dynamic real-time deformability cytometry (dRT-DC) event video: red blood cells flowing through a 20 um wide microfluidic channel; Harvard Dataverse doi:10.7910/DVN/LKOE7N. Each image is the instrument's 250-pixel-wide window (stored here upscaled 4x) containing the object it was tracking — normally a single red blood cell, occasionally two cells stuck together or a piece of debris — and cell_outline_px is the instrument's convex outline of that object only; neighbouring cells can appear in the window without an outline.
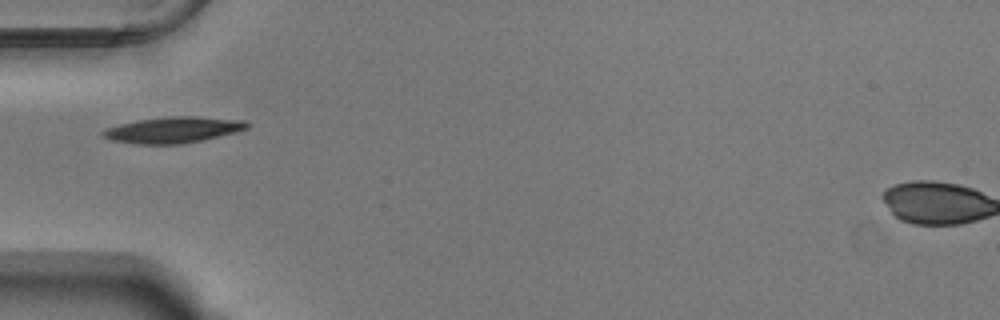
{"species": "Egyptian fruit bat (a non-hibernating species)", "species_latin": "Rousettus aegyptiacus", "temperature_condition": "warm", "stored_images_in_passage": 23, "camera_frame_rate_fps": 3000, "um_per_image_px": 0.085, "animal": {"sex": "male"}, "frame": {"image": 1, "passage_image": 1, "time_ms": 0.0, "image_size_px": [1000, 320], "cell_outline_px": [[252, 124], [248, 128], [236, 132], [200, 140], [180, 144], [136, 144], [112, 140], [100, 136], [100, 132], [104, 128], [136, 120], [168, 116], [196, 116], [244, 120]], "centroid_in_image_um": [14.69, 11.03], "position_along_channel_um": 70.3, "area_um2": 22.02}}
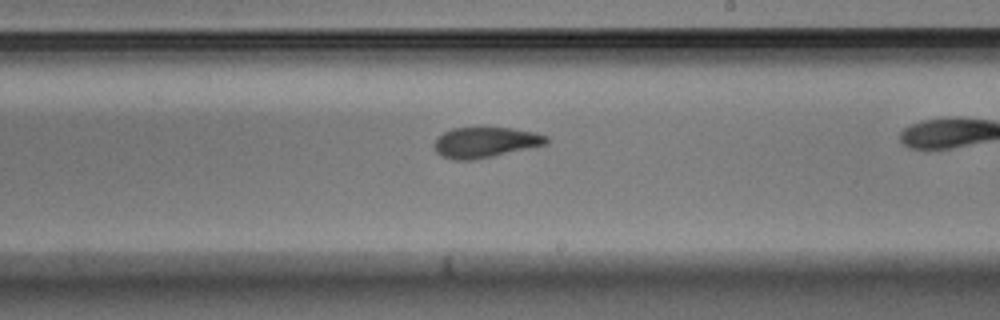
{"frame": {"image": 2, "passage_image": 12, "time_ms": 3.667, "image_size_px": [1000, 320], "cell_outline_px": [[548, 144], [492, 156], [472, 160], [452, 160], [440, 156], [436, 152], [432, 144], [444, 132], [452, 128], [512, 128], [536, 132], [548, 136]], "centroid_in_image_um": [41.24, 12.1], "position_along_channel_um": 247.8, "area_um2": 19.94}}
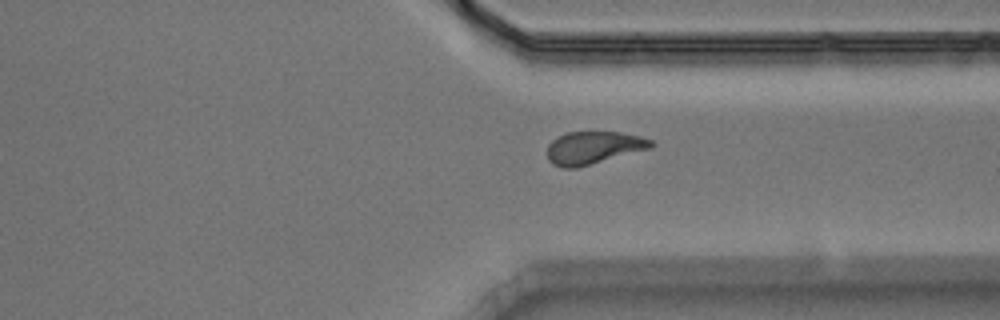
{"frame": {"image": 3, "passage_image": 21, "time_ms": 6.667, "image_size_px": [1000, 320], "cell_outline_px": [[656, 144], [652, 148], [576, 168], [564, 168], [552, 164], [548, 160], [548, 144], [556, 136], [568, 132], [620, 132], [640, 136], [652, 140]], "centroid_in_image_um": [50.45, 12.55], "position_along_channel_um": 360.9, "area_um2": 19.88}}